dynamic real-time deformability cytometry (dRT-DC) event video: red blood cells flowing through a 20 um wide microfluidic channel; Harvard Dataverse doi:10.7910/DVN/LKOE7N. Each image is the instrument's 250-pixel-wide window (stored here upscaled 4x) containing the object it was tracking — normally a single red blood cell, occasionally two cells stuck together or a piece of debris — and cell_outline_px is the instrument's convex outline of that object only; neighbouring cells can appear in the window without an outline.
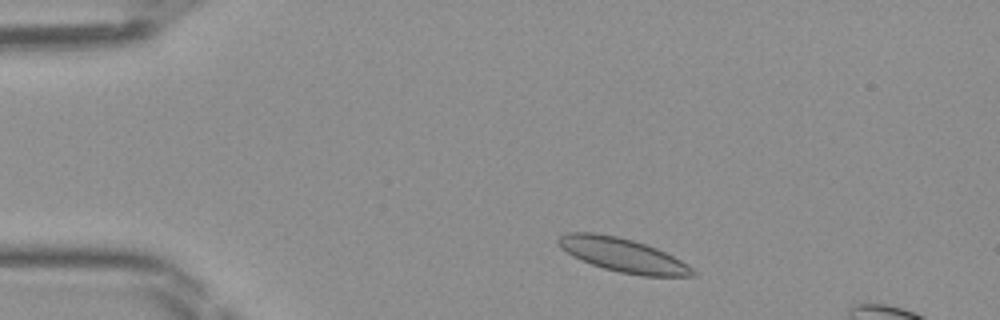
{"species": "Egyptian fruit bat (a non-hibernating species)", "species_latin": "Rousettus aegyptiacus", "temperature_condition": "room temperature", "stored_images_in_passage": 9, "camera_frame_rate_fps": 3000, "um_per_image_px": 0.085, "frame": {"image": 1, "passage_image": 3, "time_ms": 0.667, "image_size_px": [1000, 320], "cell_outline_px": [[696, 276], [640, 276], [620, 272], [604, 268], [592, 264], [572, 256], [560, 248], [556, 240], [560, 236], [568, 232], [596, 232], [616, 236], [632, 240], [656, 248], [688, 264], [696, 272]], "centroid_in_image_um": [52.92, 21.68], "position_along_channel_um": 32.1, "area_um2": 26.36}}